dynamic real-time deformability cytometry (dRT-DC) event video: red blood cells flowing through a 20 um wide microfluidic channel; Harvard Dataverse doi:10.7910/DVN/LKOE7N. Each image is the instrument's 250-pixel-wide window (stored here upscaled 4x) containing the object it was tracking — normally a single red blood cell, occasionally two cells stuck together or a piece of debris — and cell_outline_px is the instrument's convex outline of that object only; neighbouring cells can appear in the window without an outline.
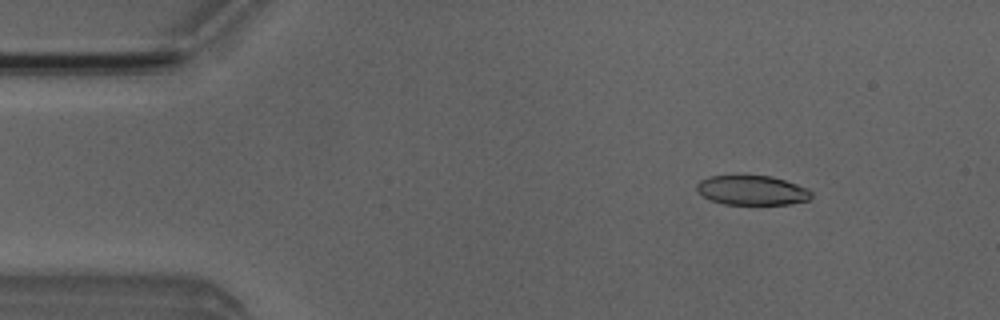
{"species": "Egyptian fruit bat (a non-hibernating species)", "species_latin": "Rousettus aegyptiacus", "temperature_condition": "room temperature", "stored_images_in_passage": 5, "camera_frame_rate_fps": 3000, "um_per_image_px": 0.085, "animal": {"sex": "male"}, "frame": {"image": 1, "passage_image": 1, "time_ms": 0.0, "image_size_px": [1000, 320], "cell_outline_px": [[812, 196], [808, 200], [788, 204], [724, 204], [712, 200], [704, 196], [696, 188], [696, 184], [700, 180], [708, 176], [772, 176], [808, 188], [812, 192]], "centroid_in_image_um": [63.94, 16.17], "position_along_channel_um": 21.1, "area_um2": 19.54}}
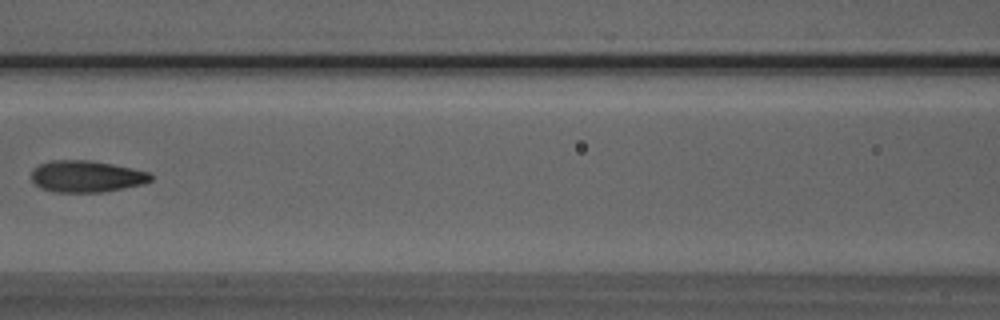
{"frame": {"image": 2, "passage_image": 5, "time_ms": 5.333, "image_size_px": [1000, 320], "cell_outline_px": [[152, 180], [144, 184], [104, 192], [56, 192], [40, 188], [32, 180], [32, 168], [40, 164], [52, 160], [92, 160], [152, 172]], "centroid_in_image_um": [7.37, 14.99], "position_along_channel_um": 159.2, "area_um2": 22.2}}